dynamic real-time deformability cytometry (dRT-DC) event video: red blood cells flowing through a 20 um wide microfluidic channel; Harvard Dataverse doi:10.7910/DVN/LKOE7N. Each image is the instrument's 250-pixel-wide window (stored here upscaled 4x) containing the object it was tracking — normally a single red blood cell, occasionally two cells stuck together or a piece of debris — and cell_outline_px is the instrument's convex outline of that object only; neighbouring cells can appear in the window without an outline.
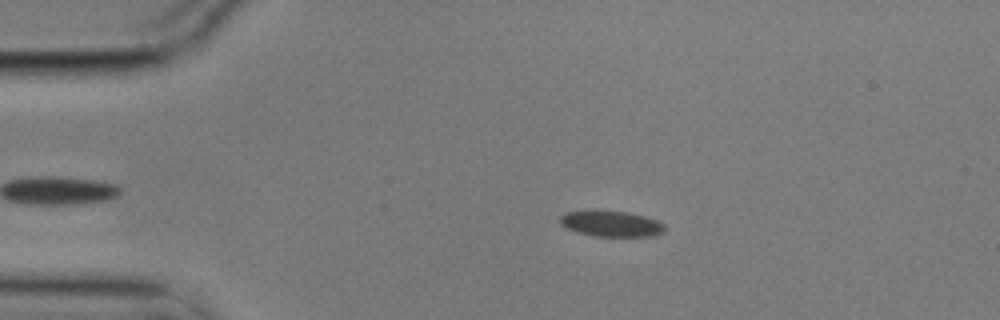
{"species": "common noctule bat (a hibernating species)", "species_latin": "Nyctalus noctula", "temperature_condition": "cold", "stored_images_in_passage": 6, "camera_frame_rate_fps": 3000, "um_per_image_px": 0.085, "animal": {"sex": "male", "body_mass_g": 17.9}, "frame": {"image": 1, "passage_image": 3, "time_ms": 0.667, "image_size_px": [1000, 320], "cell_outline_px": [[668, 228], [664, 232], [656, 236], [596, 236], [580, 232], [568, 228], [560, 224], [560, 216], [564, 212], [628, 212], [644, 216], [656, 220], [664, 224]], "centroid_in_image_um": [52.04, 19.04], "position_along_channel_um": 33.0, "area_um2": 15.32}}
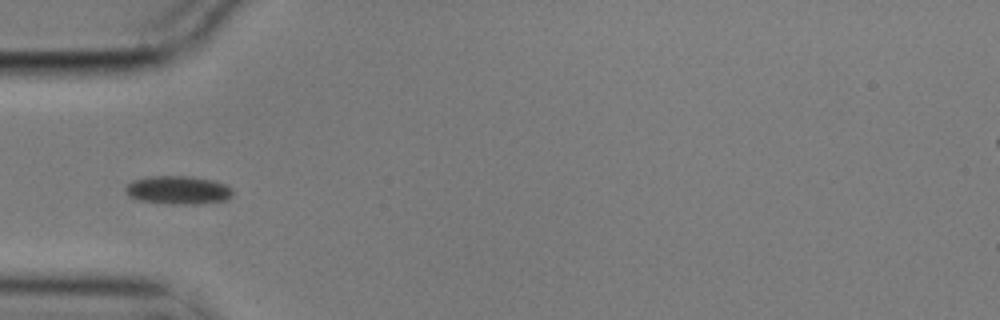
{"frame": {"image": 2, "passage_image": 5, "time_ms": 1.333, "image_size_px": [1000, 320], "cell_outline_px": [[232, 196], [228, 200], [200, 204], [168, 204], [140, 200], [128, 196], [124, 188], [128, 184], [136, 180], [152, 176], [188, 176], [212, 180], [224, 184], [232, 188]], "centroid_in_image_um": [15.17, 16.17], "position_along_channel_um": 69.8, "area_um2": 17.69}}
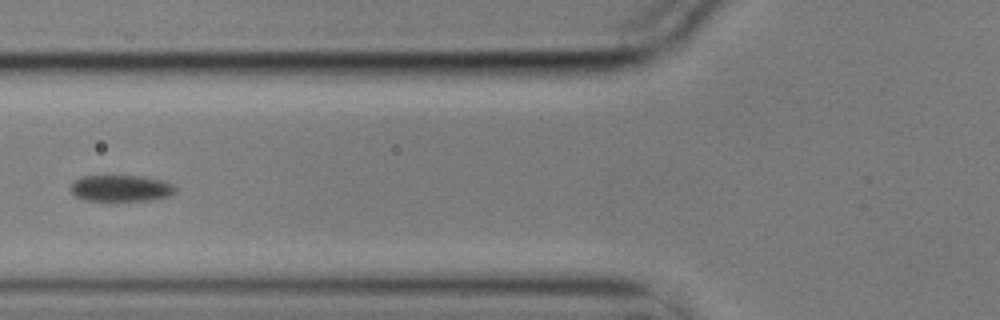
{"frame": {"image": 3, "passage_image": 6, "time_ms": 1.667, "image_size_px": [1000, 320], "cell_outline_px": [[176, 192], [168, 196], [148, 200], [84, 200], [76, 196], [68, 188], [80, 176], [140, 176], [164, 180], [172, 184], [176, 188]], "centroid_in_image_um": [10.28, 15.99], "position_along_channel_um": 115.5, "area_um2": 16.01}}